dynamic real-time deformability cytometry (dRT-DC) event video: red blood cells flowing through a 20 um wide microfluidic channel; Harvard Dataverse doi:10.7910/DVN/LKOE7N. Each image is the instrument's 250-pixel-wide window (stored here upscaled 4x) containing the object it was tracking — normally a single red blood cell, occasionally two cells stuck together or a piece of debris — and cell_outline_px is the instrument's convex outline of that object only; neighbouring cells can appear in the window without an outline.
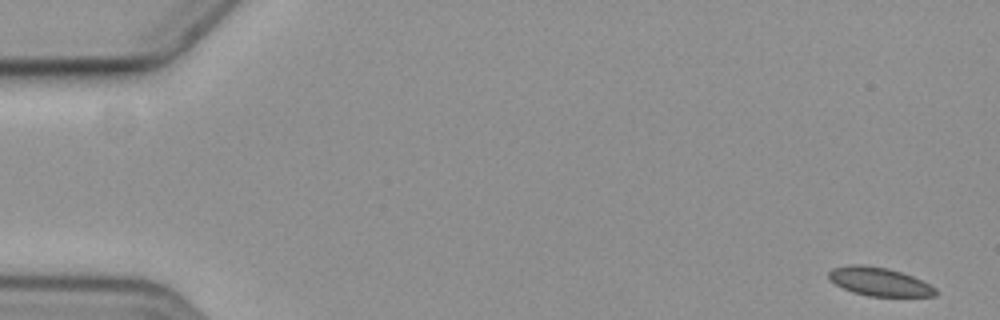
{"species": "common noctule bat (a hibernating species)", "species_latin": "Nyctalus noctula", "temperature_condition": "cold", "stored_images_in_passage": 5, "camera_frame_rate_fps": 3000, "um_per_image_px": 0.085, "animal": {"sex": "female", "body_mass_g": 19.3, "forearm_length_mm": 54.1}, "frame": {"image": 1, "passage_image": 1, "time_ms": 0.0, "image_size_px": [1000, 320], "cell_outline_px": [[940, 292], [936, 296], [868, 296], [852, 292], [828, 280], [828, 272], [832, 268], [848, 264], [864, 264], [888, 268], [912, 276], [936, 288]], "centroid_in_image_um": [74.71, 23.93], "position_along_channel_um": 10.3, "area_um2": 17.86}}
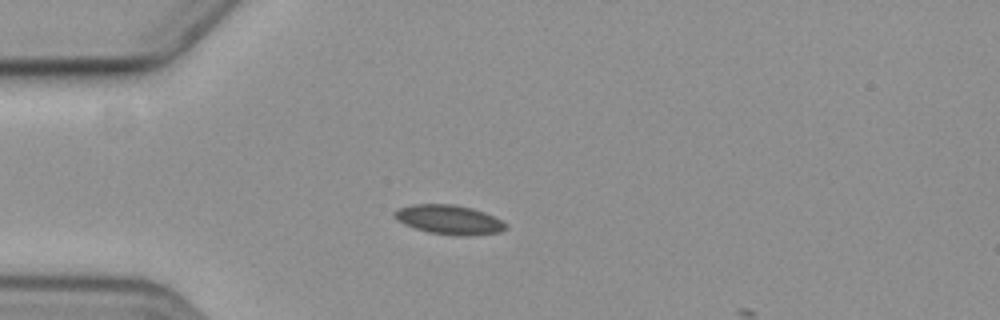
{"frame": {"image": 2, "passage_image": 4, "time_ms": 4.667, "image_size_px": [1000, 320], "cell_outline_px": [[508, 228], [500, 232], [468, 236], [456, 236], [428, 232], [404, 224], [396, 220], [392, 212], [396, 208], [412, 204], [452, 204], [472, 208], [484, 212], [508, 224]], "centroid_in_image_um": [38.15, 18.67], "position_along_channel_um": 46.9, "area_um2": 19.19}}